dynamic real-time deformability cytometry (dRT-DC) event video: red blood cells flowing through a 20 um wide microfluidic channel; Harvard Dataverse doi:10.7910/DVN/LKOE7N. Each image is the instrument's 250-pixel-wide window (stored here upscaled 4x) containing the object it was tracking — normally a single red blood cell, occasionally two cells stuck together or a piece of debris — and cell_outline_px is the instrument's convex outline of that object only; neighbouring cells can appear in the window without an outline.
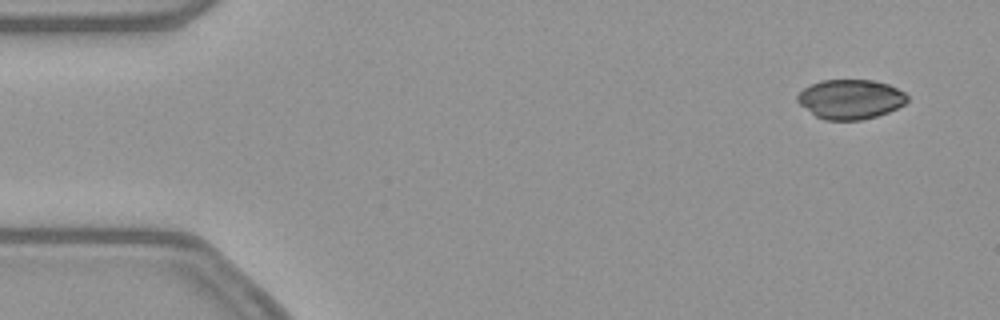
{"species": "common noctule bat (a hibernating species)", "species_latin": "Nyctalus noctula", "temperature_condition": "warm", "stored_images_in_passage": 53, "camera_frame_rate_fps": 3000, "um_per_image_px": 0.085, "animal": {"sex": "female", "body_mass_g": 21.9}, "frame": {"image": 1, "passage_image": 4, "time_ms": 1.0, "image_size_px": [1000, 320], "cell_outline_px": [[908, 100], [904, 104], [888, 112], [876, 116], [860, 120], [824, 120], [816, 116], [800, 104], [796, 100], [796, 96], [804, 88], [820, 80], [876, 80], [888, 84], [904, 92], [908, 96]], "centroid_in_image_um": [72.29, 8.43], "position_along_channel_um": 12.7, "area_um2": 25.26}}
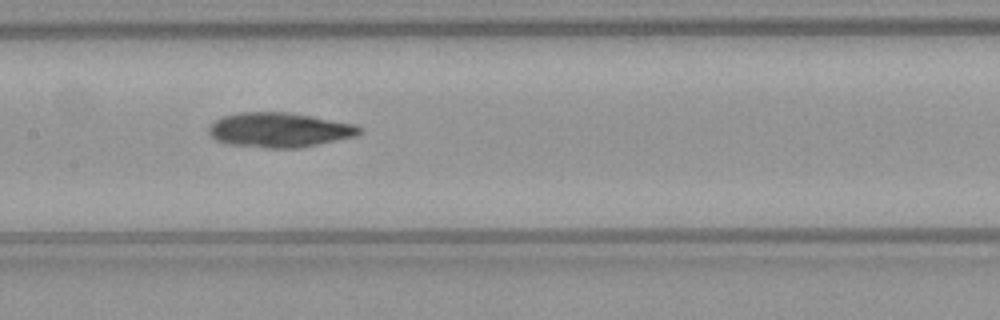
{"frame": {"image": 2, "passage_image": 26, "time_ms": 8.333, "image_size_px": [1000, 320], "cell_outline_px": [[364, 128], [356, 136], [300, 148], [264, 148], [224, 144], [216, 140], [208, 132], [208, 128], [220, 116], [240, 112], [292, 112], [356, 124]], "centroid_in_image_um": [23.75, 11.04], "position_along_channel_um": 183.7, "area_um2": 30.87}}
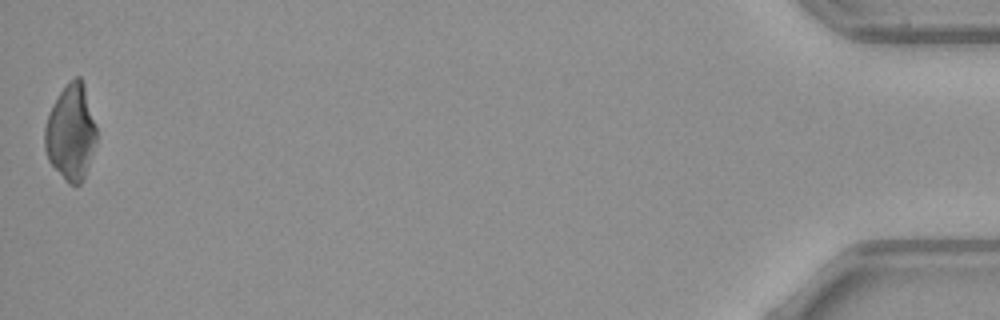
{"frame": {"image": 3, "passage_image": 53, "time_ms": 17.333, "image_size_px": [1000, 320], "cell_outline_px": [[96, 144], [84, 176], [80, 184], [68, 184], [48, 160], [44, 148], [44, 128], [52, 104], [60, 92], [76, 76], [80, 76], [84, 84], [96, 124]], "centroid_in_image_um": [6.02, 11.26], "position_along_channel_um": 429.2, "area_um2": 28.73}, "authors_computed_cell_mechanics": {"area_um2": 29.3046, "velocity_mm_per_s": 3.8866, "shape_relaxation_time_tau1_ms": null, "shape_relaxation_time_tau2_ms": 4.1545, "deformation_change_tau1": null, "deformation_change_tau2": 0.0977}}